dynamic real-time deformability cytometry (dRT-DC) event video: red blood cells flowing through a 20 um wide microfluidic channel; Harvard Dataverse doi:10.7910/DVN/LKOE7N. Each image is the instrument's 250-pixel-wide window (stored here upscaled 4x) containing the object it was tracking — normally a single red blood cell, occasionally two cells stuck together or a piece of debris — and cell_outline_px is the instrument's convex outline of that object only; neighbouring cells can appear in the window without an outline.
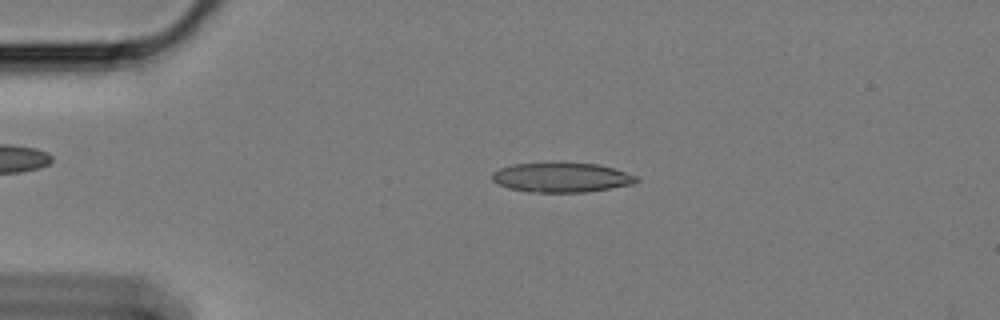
{"species": "Egyptian fruit bat (a non-hibernating species)", "species_latin": "Rousettus aegyptiacus", "temperature_condition": "cold", "stored_images_in_passage": 59, "camera_frame_rate_fps": 3000, "um_per_image_px": 0.085, "animal": {"sex": "female"}, "frame": {"image": 1, "passage_image": 13, "time_ms": 4.0, "image_size_px": [1000, 320], "cell_outline_px": [[640, 180], [632, 184], [612, 188], [588, 192], [528, 192], [508, 188], [496, 184], [492, 180], [492, 172], [500, 168], [512, 164], [596, 164], [612, 168], [636, 176]], "centroid_in_image_um": [47.69, 15.11], "position_along_channel_um": 37.3, "area_um2": 24.51}}
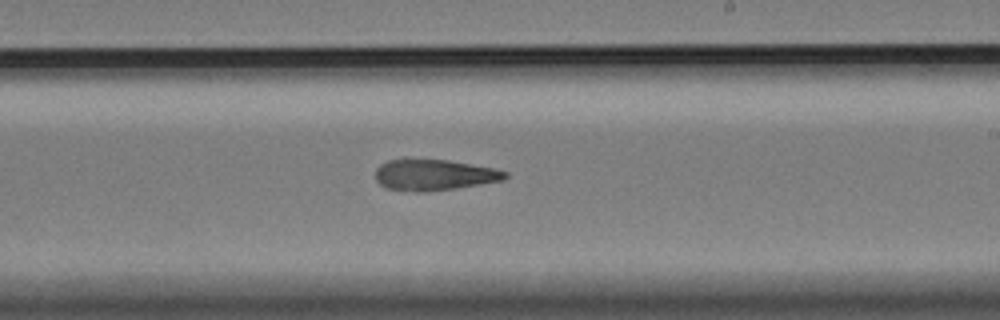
{"frame": {"image": 2, "passage_image": 35, "time_ms": 11.333, "image_size_px": [1000, 320], "cell_outline_px": [[508, 176], [504, 180], [456, 188], [424, 192], [416, 192], [384, 188], [376, 180], [376, 168], [380, 164], [388, 160], [404, 156], [448, 160], [492, 168], [508, 172]], "centroid_in_image_um": [36.82, 14.83], "position_along_channel_um": 252.2, "area_um2": 24.1}}
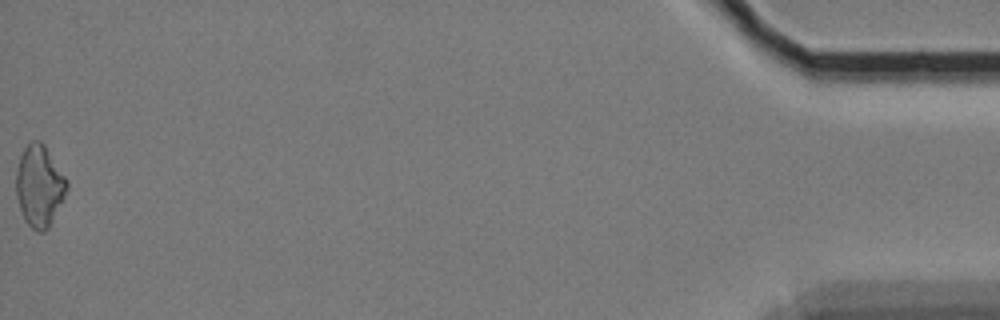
{"frame": {"image": 3, "passage_image": 59, "time_ms": 19.333, "image_size_px": [1000, 320], "cell_outline_px": [[68, 188], [48, 228], [44, 232], [40, 232], [32, 228], [24, 220], [16, 196], [16, 172], [20, 156], [24, 148], [32, 140], [40, 140], [44, 144], [68, 180]], "centroid_in_image_um": [3.34, 15.78], "position_along_channel_um": 431.9, "area_um2": 23.93}, "authors_computed_cell_mechanics": {"area_um2": 24.276, "velocity_mm_per_s": 3.4072, "shape_relaxation_time_tau1_ms": null, "shape_relaxation_time_tau2_ms": 7.4741, "deformation_change_tau1": null, "deformation_change_tau2": 0.1898}}